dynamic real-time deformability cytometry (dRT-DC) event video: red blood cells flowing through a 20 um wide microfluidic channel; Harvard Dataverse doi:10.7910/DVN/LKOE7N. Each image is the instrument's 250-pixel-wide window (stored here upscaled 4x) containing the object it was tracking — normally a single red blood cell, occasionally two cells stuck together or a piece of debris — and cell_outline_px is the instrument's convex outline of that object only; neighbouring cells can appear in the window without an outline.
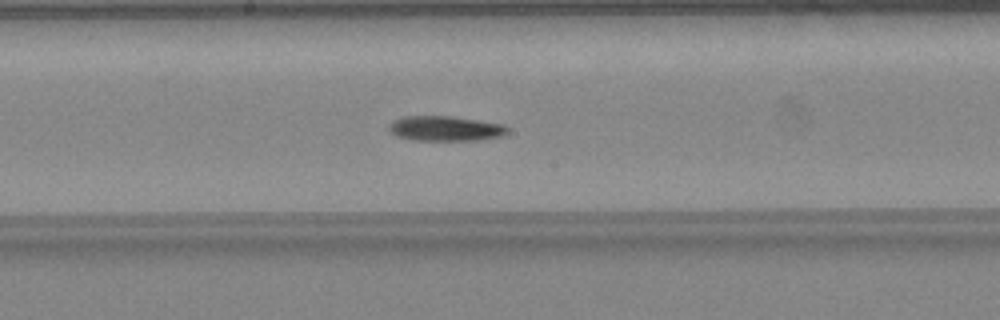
{"species": "common noctule bat (a hibernating species)", "species_latin": "Nyctalus noctula", "temperature_condition": "warm", "stored_images_in_passage": 35, "camera_frame_rate_fps": 3000, "um_per_image_px": 0.085, "animal": {"sex": "female", "body_mass_g": 24.6, "forearm_length_mm": 56.2}, "frame": {"image": 1, "passage_image": 13, "time_ms": 4.0, "image_size_px": [1000, 320], "cell_outline_px": [[508, 132], [500, 136], [476, 140], [412, 140], [396, 136], [388, 128], [396, 120], [404, 116], [448, 116], [504, 124], [508, 128]], "centroid_in_image_um": [37.86, 10.93], "position_along_channel_um": 210.3, "area_um2": 16.94}}
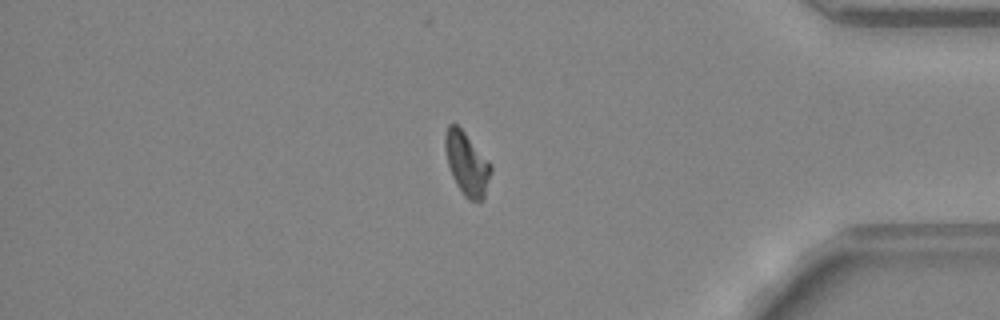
{"frame": {"image": 2, "passage_image": 28, "time_ms": 9.0, "image_size_px": [1000, 320], "cell_outline_px": [[492, 168], [484, 200], [468, 200], [464, 196], [456, 184], [452, 176], [448, 164], [444, 148], [444, 136], [448, 124], [456, 124], [464, 132], [492, 164]], "centroid_in_image_um": [39.68, 13.92], "position_along_channel_um": 395.5, "area_um2": 16.82}}
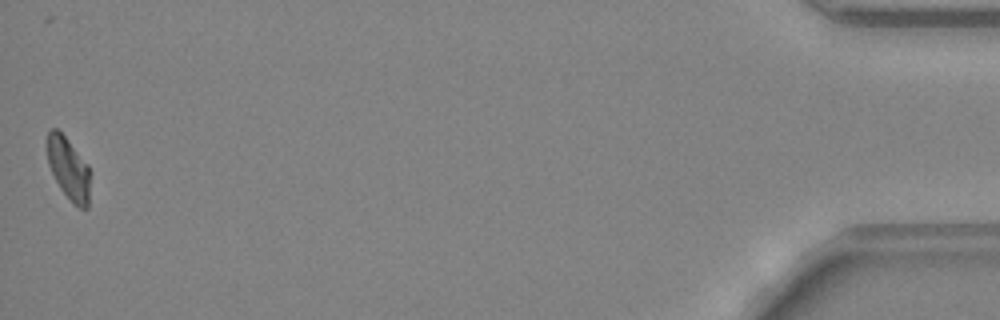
{"frame": {"image": 3, "passage_image": 35, "time_ms": 11.333, "image_size_px": [1000, 320], "cell_outline_px": [[88, 208], [80, 208], [72, 204], [60, 188], [48, 164], [48, 132], [52, 128], [56, 128], [64, 136], [88, 164]], "centroid_in_image_um": [5.81, 14.35], "position_along_channel_um": 429.4, "area_um2": 15.09}, "authors_computed_cell_mechanics": {"area_um2": 16.8198, "velocity_mm_per_s": 4.3173, "shape_relaxation_time_tau1_ms": 11.1748, "shape_relaxation_time_tau2_ms": null, "deformation_change_tau1": 0.3118, "deformation_change_tau2": null}}